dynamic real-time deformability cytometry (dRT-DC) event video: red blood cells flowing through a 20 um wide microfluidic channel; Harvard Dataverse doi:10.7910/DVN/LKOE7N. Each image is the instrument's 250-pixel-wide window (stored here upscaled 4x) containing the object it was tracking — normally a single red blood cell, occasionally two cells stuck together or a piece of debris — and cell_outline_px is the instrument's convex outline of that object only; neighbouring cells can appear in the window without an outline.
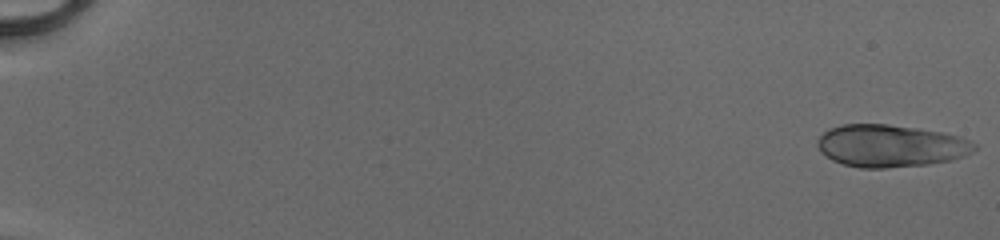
{"species": "human", "species_latin": "Homo sapiens", "temperature_condition": "cold", "stored_images_in_passage": 51, "camera_frame_rate_fps": 3000, "um_per_image_px": 0.085, "donor": {"sex": "male"}, "frame": {"image": 1, "passage_image": 1, "time_ms": 0.0, "image_size_px": [1000, 240], "cell_outline_px": [[976, 148], [972, 152], [964, 156], [948, 160], [928, 164], [884, 168], [860, 168], [844, 164], [832, 160], [816, 144], [820, 136], [828, 128], [840, 124], [888, 124], [944, 132], [960, 136], [976, 144]], "centroid_in_image_um": [75.7, 12.38], "position_along_channel_um": 9.3, "area_um2": 38.55}}
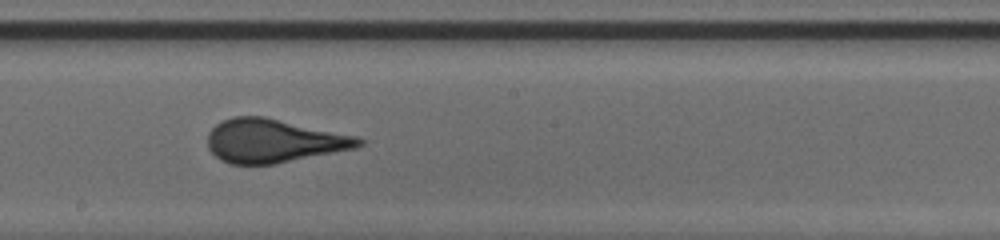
{"frame": {"image": 2, "passage_image": 31, "time_ms": 10.0, "image_size_px": [1000, 240], "cell_outline_px": [[364, 144], [356, 148], [276, 164], [228, 164], [220, 160], [208, 148], [208, 132], [216, 124], [232, 116], [264, 116], [356, 136], [364, 140]], "centroid_in_image_um": [23.24, 11.97], "position_along_channel_um": 225.0, "area_um2": 38.38}}
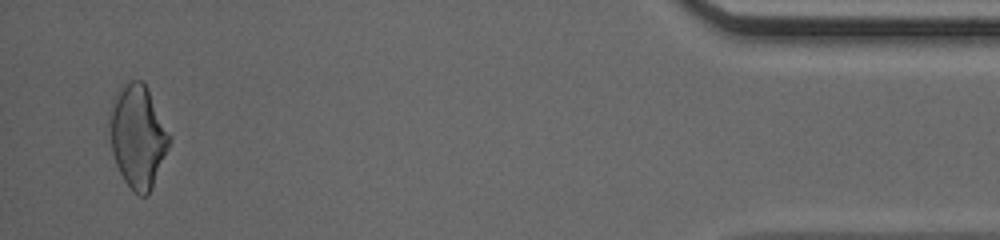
{"frame": {"image": 3, "passage_image": 50, "time_ms": 16.333, "image_size_px": [1000, 240], "cell_outline_px": [[172, 136], [168, 148], [152, 188], [148, 196], [140, 196], [132, 192], [124, 180], [116, 164], [112, 152], [108, 124], [112, 100], [120, 84], [132, 80], [140, 80], [148, 88]], "centroid_in_image_um": [11.7, 11.57], "position_along_channel_um": 423.5, "area_um2": 36.3}, "authors_computed_cell_mechanics": {"area_um2": 37.7434, "velocity_mm_per_s": 4.1526, "shape_relaxation_time_tau1_ms": 5.9436, "shape_relaxation_time_tau2_ms": null, "deformation_change_tau1": 0.1482, "deformation_change_tau2": null}}